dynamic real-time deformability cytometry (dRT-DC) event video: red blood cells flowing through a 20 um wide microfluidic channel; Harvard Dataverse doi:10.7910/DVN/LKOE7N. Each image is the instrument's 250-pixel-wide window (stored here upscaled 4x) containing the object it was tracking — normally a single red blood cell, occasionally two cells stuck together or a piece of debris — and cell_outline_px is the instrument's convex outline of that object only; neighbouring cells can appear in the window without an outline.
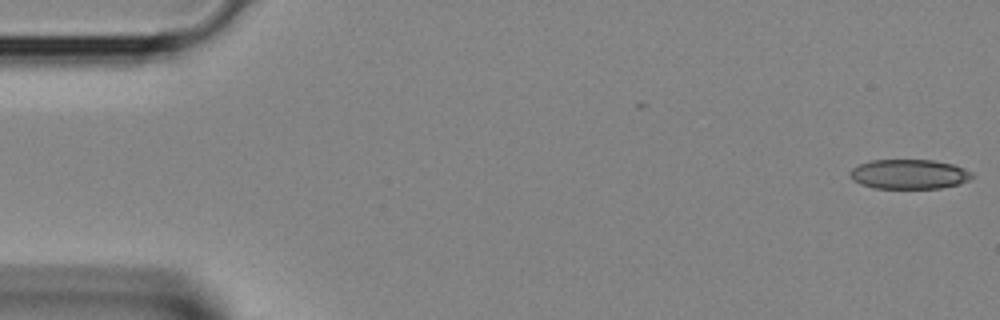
{"species": "Egyptian fruit bat (a non-hibernating species)", "species_latin": "Rousettus aegyptiacus", "temperature_condition": "room temperature", "stored_images_in_passage": 8, "camera_frame_rate_fps": 3000, "um_per_image_px": 0.085, "animal": {"sex": "female"}, "frame": {"image": 1, "passage_image": 1, "time_ms": 0.0, "image_size_px": [1000, 320], "cell_outline_px": [[972, 176], [968, 180], [960, 184], [940, 188], [872, 188], [860, 184], [852, 180], [848, 172], [852, 168], [868, 160], [932, 160], [952, 164], [964, 168], [972, 172]], "centroid_in_image_um": [77.24, 14.8], "position_along_channel_um": 7.8, "area_um2": 21.15}}